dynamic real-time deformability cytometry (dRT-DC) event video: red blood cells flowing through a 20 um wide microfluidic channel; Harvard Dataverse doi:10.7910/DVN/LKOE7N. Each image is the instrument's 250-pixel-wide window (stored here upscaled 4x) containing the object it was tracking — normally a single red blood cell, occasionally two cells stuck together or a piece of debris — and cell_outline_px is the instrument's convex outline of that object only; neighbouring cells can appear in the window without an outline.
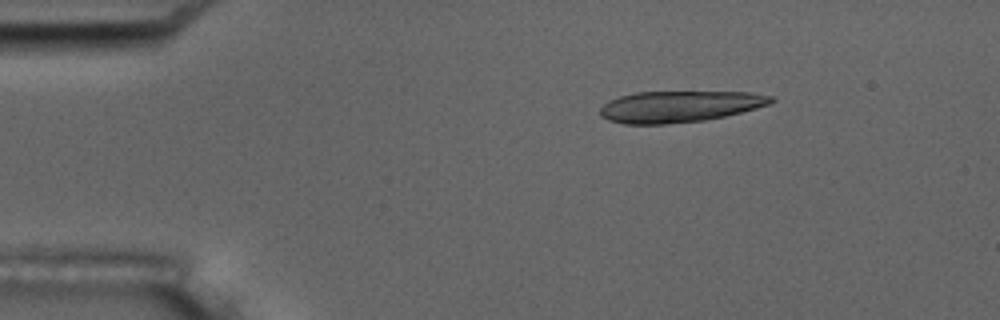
{"species": "common noctule bat (a hibernating species)", "species_latin": "Nyctalus noctula", "temperature_condition": "room temperature", "stored_images_in_passage": 17, "camera_frame_rate_fps": 3000, "um_per_image_px": 0.085, "animal": {"sex": "male", "body_mass_g": 17.5, "forearm_length_mm": 52.3}, "frame": {"image": 1, "passage_image": 8, "time_ms": 2.333, "image_size_px": [1000, 320], "cell_outline_px": [[776, 100], [768, 104], [756, 108], [724, 116], [704, 120], [664, 124], [624, 124], [608, 120], [600, 116], [600, 108], [608, 100], [620, 96], [636, 92], [752, 92], [772, 96]], "centroid_in_image_um": [57.73, 9.05], "position_along_channel_um": 27.3, "area_um2": 31.15}}